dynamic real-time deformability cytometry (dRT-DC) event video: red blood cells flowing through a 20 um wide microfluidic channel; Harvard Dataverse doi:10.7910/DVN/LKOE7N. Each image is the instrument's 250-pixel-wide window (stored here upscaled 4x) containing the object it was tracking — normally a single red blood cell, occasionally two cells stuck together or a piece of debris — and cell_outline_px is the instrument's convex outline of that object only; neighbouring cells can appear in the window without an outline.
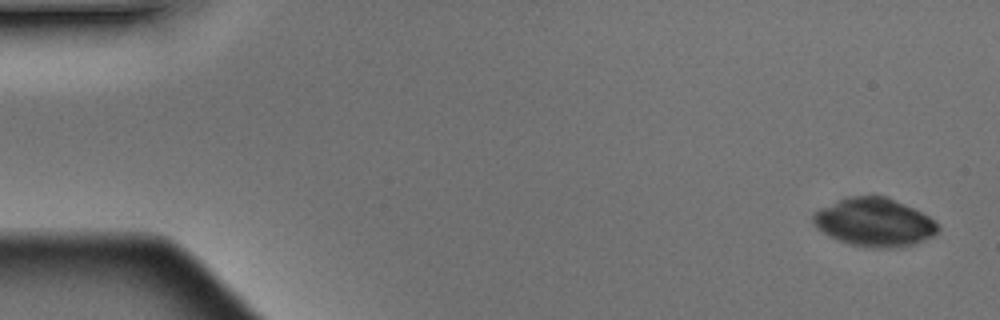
{"species": "Egyptian fruit bat (a non-hibernating species)", "species_latin": "Rousettus aegyptiacus", "temperature_condition": "warm", "stored_images_in_passage": 3, "camera_frame_rate_fps": 3000, "um_per_image_px": 0.085, "animal": {"sex": "male"}, "frame": {"image": 1, "passage_image": 2, "time_ms": 0.333, "image_size_px": [1000, 320], "cell_outline_px": [[940, 228], [932, 236], [912, 244], [888, 248], [872, 248], [848, 244], [824, 232], [812, 220], [812, 216], [820, 208], [844, 196], [884, 196], [904, 204], [928, 216]], "centroid_in_image_um": [74.29, 18.88], "position_along_channel_um": 10.7, "area_um2": 34.45}}